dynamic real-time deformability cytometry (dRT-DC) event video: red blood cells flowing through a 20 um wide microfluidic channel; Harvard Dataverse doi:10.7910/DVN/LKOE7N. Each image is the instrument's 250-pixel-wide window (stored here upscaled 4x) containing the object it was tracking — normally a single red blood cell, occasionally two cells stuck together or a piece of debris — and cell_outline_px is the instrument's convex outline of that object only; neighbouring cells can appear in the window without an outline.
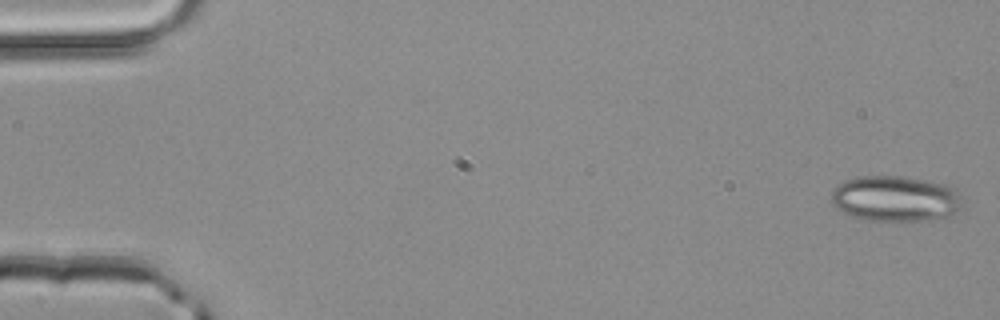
{"species": "common noctule bat (a hibernating species)", "species_latin": "Nyctalus noctula", "temperature_condition": "room temperature", "stored_images_in_passage": 14, "camera_frame_rate_fps": 3000, "um_per_image_px": 0.085, "animal": {"sex": "male", "body_mass_g": 20.4}, "frame": {"image": 1, "passage_image": 1, "time_ms": 0.0, "image_size_px": [1000, 320], "cell_outline_px": [[968, 204], [964, 208], [948, 220], [900, 224], [864, 220], [852, 216], [836, 208], [832, 204], [832, 188], [836, 184], [844, 180], [856, 176], [904, 176], [944, 184], [956, 188]], "centroid_in_image_um": [76.24, 16.96], "position_along_channel_um": 8.8, "area_um2": 37.28}}